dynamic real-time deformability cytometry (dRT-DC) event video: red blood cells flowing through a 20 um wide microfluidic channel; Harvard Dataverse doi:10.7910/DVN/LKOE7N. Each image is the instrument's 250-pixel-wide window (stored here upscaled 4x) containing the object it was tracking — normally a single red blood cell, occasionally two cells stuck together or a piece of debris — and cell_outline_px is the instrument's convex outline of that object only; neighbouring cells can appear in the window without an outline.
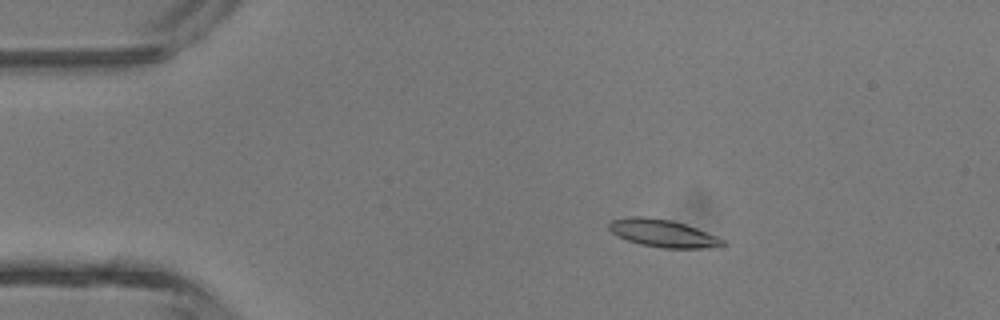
{"species": "common noctule bat (a hibernating species)", "species_latin": "Nyctalus noctula", "temperature_condition": "room temperature", "stored_images_in_passage": 5, "camera_frame_rate_fps": 3000, "um_per_image_px": 0.085, "animal": {"sex": "male", "body_mass_g": 13.3}, "frame": {"image": 1, "passage_image": 3, "time_ms": 2.333, "image_size_px": [1000, 320], "cell_outline_px": [[728, 244], [700, 248], [664, 248], [640, 244], [616, 236], [608, 228], [608, 224], [612, 220], [632, 216], [640, 216], [672, 220], [696, 228], [716, 236], [724, 240]], "centroid_in_image_um": [56.31, 19.82], "position_along_channel_um": 28.7, "area_um2": 18.03}}
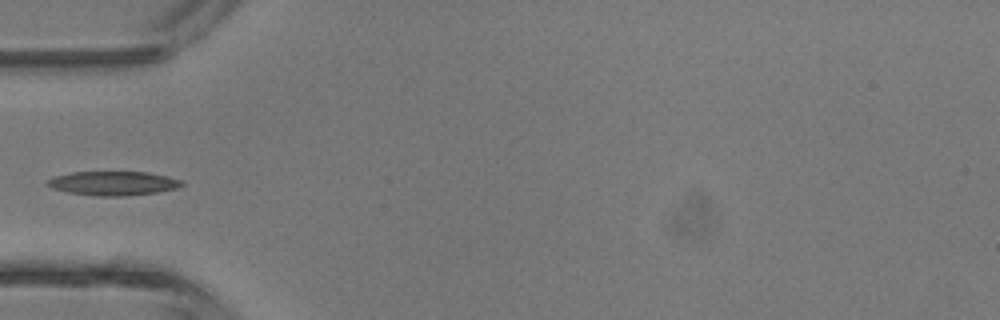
{"frame": {"image": 2, "passage_image": 5, "time_ms": 4.667, "image_size_px": [1000, 320], "cell_outline_px": [[184, 184], [176, 188], [156, 192], [124, 196], [92, 196], [68, 192], [52, 188], [44, 184], [48, 180], [56, 176], [72, 172], [148, 172], [168, 176], [180, 180]], "centroid_in_image_um": [9.6, 15.58], "position_along_channel_um": 75.4, "area_um2": 18.79}}